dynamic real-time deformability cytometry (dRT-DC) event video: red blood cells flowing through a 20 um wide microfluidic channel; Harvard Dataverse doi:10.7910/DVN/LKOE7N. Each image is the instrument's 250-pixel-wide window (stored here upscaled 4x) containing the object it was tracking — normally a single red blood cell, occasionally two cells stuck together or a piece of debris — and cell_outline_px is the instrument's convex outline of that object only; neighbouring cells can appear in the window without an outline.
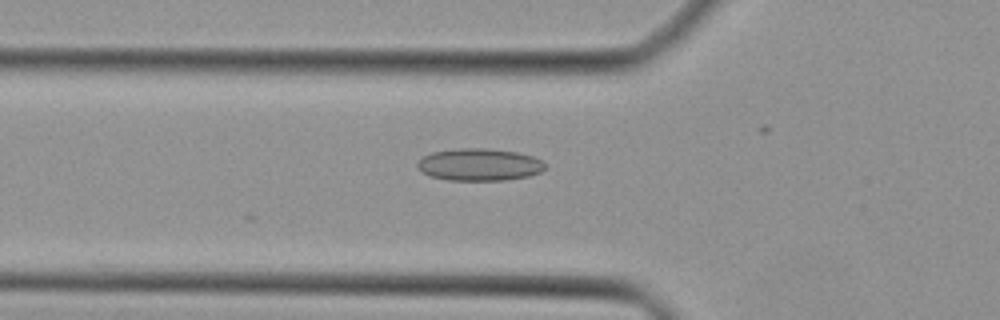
{"species": "Egyptian fruit bat (a non-hibernating species)", "species_latin": "Rousettus aegyptiacus", "temperature_condition": "cold", "stored_images_in_passage": 35, "camera_frame_rate_fps": 3000, "um_per_image_px": 0.085, "animal": {"sex": "female"}, "frame": {"image": 1, "passage_image": 16, "time_ms": 5.0, "image_size_px": [1000, 320], "cell_outline_px": [[544, 168], [540, 172], [528, 176], [508, 180], [448, 180], [432, 176], [424, 172], [416, 164], [424, 156], [432, 152], [460, 148], [488, 148], [516, 152], [532, 156], [540, 160], [544, 164]], "centroid_in_image_um": [40.76, 13.99], "position_along_channel_um": 85.0, "area_um2": 23.7}}
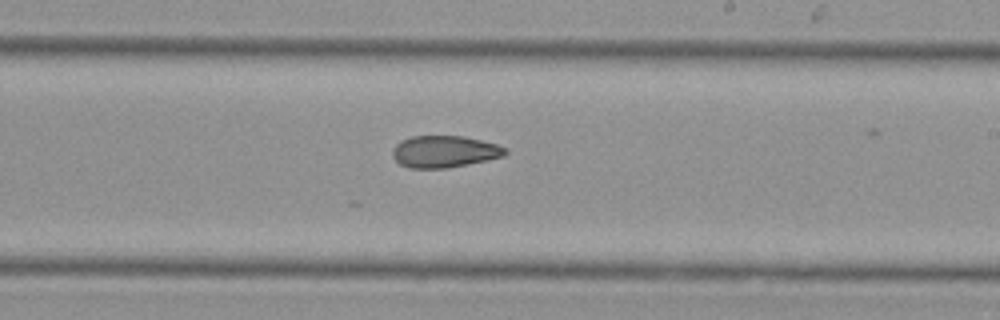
{"frame": {"image": 2, "passage_image": 27, "time_ms": 8.667, "image_size_px": [1000, 320], "cell_outline_px": [[508, 152], [504, 156], [488, 160], [448, 168], [408, 168], [400, 164], [392, 156], [392, 152], [396, 144], [400, 140], [412, 136], [464, 136], [496, 144], [508, 148]], "centroid_in_image_um": [37.78, 12.88], "position_along_channel_um": 251.2, "area_um2": 21.04}}
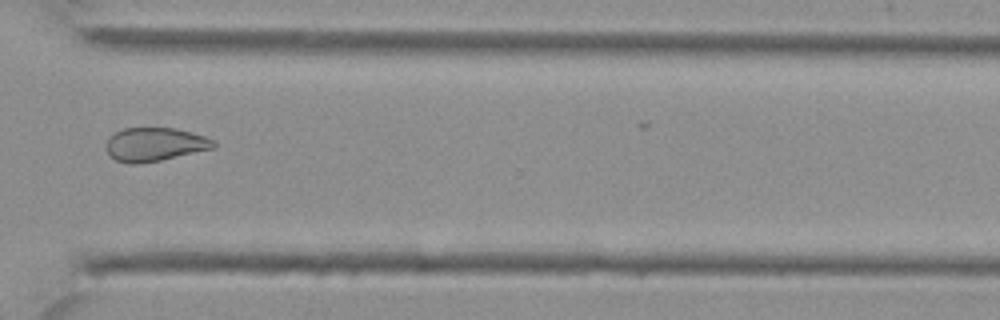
{"frame": {"image": 3, "passage_image": 34, "time_ms": 11.0, "image_size_px": [1000, 320], "cell_outline_px": [[216, 144], [212, 148], [160, 160], [140, 164], [128, 164], [116, 160], [108, 152], [108, 136], [124, 128], [176, 128], [204, 136], [216, 140]], "centroid_in_image_um": [13.16, 12.27], "position_along_channel_um": 357.4, "area_um2": 20.75}}